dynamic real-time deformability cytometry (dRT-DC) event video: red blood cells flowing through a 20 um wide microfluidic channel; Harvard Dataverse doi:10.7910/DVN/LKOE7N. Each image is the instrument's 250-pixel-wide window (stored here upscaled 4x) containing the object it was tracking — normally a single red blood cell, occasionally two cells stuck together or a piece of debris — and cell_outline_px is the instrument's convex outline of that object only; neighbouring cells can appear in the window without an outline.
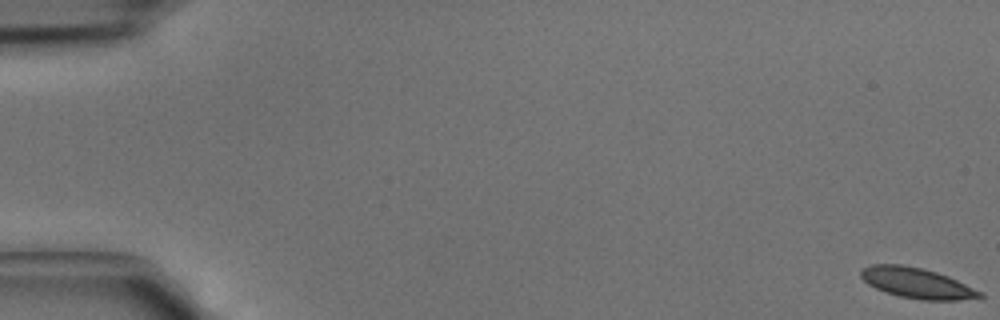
{"species": "common noctule bat (a hibernating species)", "species_latin": "Nyctalus noctula", "temperature_condition": "cold", "stored_images_in_passage": 44, "camera_frame_rate_fps": 3000, "um_per_image_px": 0.085, "animal": {"sex": "male", "body_mass_g": 15.6}, "frame": {"image": 1, "passage_image": 1, "time_ms": 0.0, "image_size_px": [1000, 320], "cell_outline_px": [[984, 296], [956, 300], [920, 300], [900, 296], [884, 292], [868, 284], [860, 276], [860, 272], [864, 268], [872, 264], [900, 264], [924, 268], [948, 276], [984, 292]], "centroid_in_image_um": [77.94, 24.05], "position_along_channel_um": 7.1, "area_um2": 21.1}}
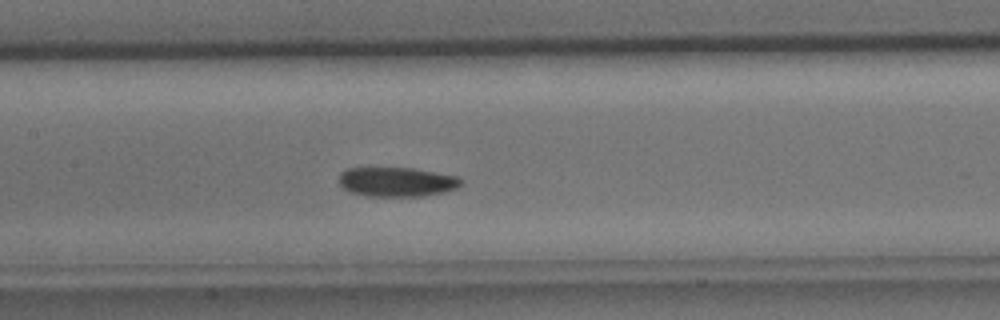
{"frame": {"image": 2, "passage_image": 22, "time_ms": 7.0, "image_size_px": [1000, 320], "cell_outline_px": [[464, 180], [456, 188], [444, 192], [424, 196], [368, 196], [352, 192], [344, 188], [340, 184], [340, 172], [348, 168], [412, 168], [456, 176]], "centroid_in_image_um": [33.73, 15.46], "position_along_channel_um": 173.7, "area_um2": 20.75}}
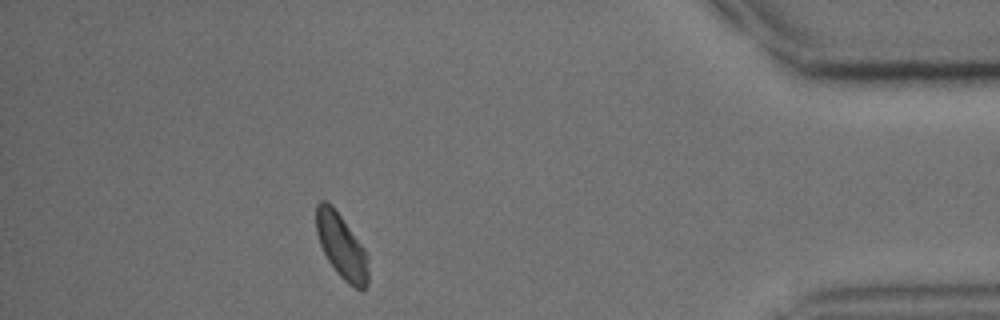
{"frame": {"image": 3, "passage_image": 40, "time_ms": 13.0, "image_size_px": [1000, 320], "cell_outline_px": [[368, 284], [364, 292], [360, 292], [348, 284], [336, 272], [328, 260], [320, 244], [316, 232], [316, 204], [320, 200], [324, 200], [332, 204], [364, 248], [368, 256]], "centroid_in_image_um": [29.04, 20.96], "position_along_channel_um": 406.2, "area_um2": 19.83}}